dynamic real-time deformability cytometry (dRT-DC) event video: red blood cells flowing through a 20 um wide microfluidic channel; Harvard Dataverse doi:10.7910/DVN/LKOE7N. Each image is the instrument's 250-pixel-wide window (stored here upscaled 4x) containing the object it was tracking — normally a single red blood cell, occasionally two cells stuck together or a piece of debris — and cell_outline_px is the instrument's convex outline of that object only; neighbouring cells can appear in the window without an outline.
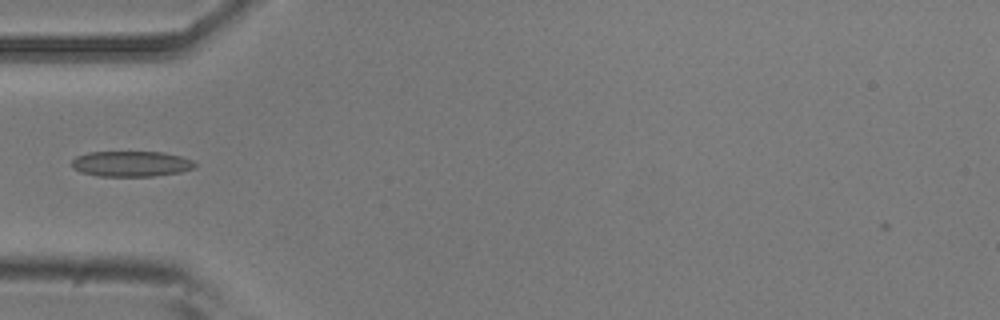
{"species": "common noctule bat (a hibernating species)", "species_latin": "Nyctalus noctula", "temperature_condition": "room temperature", "stored_images_in_passage": 5, "camera_frame_rate_fps": 3000, "um_per_image_px": 0.085, "animal": {"sex": "male", "body_mass_g": 20.5, "forearm_length_mm": 52.5}, "frame": {"image": 1, "passage_image": 4, "time_ms": 1.0, "image_size_px": [1000, 320], "cell_outline_px": [[196, 168], [180, 172], [152, 176], [100, 176], [80, 172], [72, 168], [72, 160], [76, 156], [88, 152], [164, 152], [180, 156], [192, 160], [196, 164]], "centroid_in_image_um": [11.14, 13.92], "position_along_channel_um": 73.9, "area_um2": 18.38}}
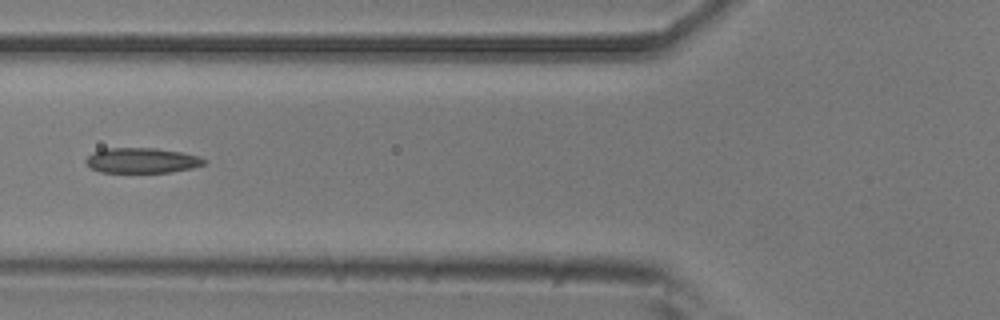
{"frame": {"image": 2, "passage_image": 5, "time_ms": 1.333, "image_size_px": [1000, 320], "cell_outline_px": [[208, 160], [204, 164], [192, 168], [172, 172], [100, 172], [92, 168], [84, 160], [92, 152], [104, 148], [156, 148], [180, 152], [200, 156]], "centroid_in_image_um": [12.07, 13.63], "position_along_channel_um": 113.7, "area_um2": 17.4}}